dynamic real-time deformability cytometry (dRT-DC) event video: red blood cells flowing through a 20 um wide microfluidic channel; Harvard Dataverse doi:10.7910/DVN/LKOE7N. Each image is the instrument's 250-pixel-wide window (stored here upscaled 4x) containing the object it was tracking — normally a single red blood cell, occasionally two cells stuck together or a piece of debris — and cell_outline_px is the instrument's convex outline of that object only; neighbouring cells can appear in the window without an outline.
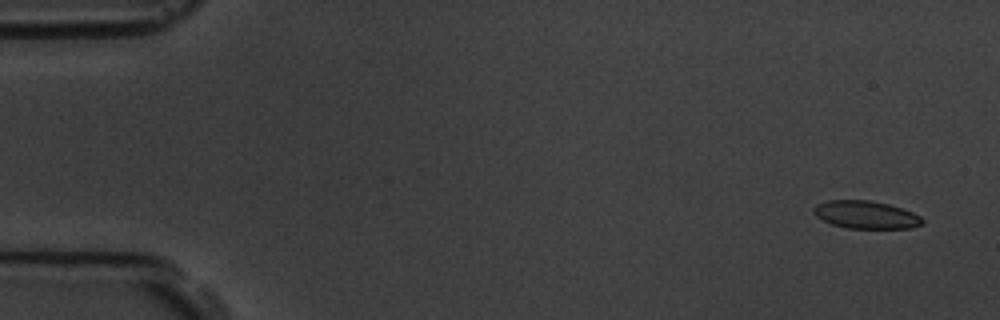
{"species": "common noctule bat (a hibernating species)", "species_latin": "Nyctalus noctula", "temperature_condition": "room temperature", "stored_images_in_passage": 5, "segment_of_instrument_passage": [1, 2], "camera_frame_rate_fps": 3000, "um_per_image_px": 0.085, "animal": {"sex": "male", "body_mass_g": 19.5, "forearm_length_mm": 54.6}, "frame": {"image": 1, "passage_image": 1, "time_ms": 0.0, "image_size_px": [1000, 320], "cell_outline_px": [[924, 224], [912, 228], [848, 228], [832, 224], [816, 216], [812, 212], [812, 208], [816, 204], [828, 200], [872, 200], [888, 204], [912, 212], [920, 216], [924, 220]], "centroid_in_image_um": [73.6, 18.25], "position_along_channel_um": 11.4, "area_um2": 17.63}}